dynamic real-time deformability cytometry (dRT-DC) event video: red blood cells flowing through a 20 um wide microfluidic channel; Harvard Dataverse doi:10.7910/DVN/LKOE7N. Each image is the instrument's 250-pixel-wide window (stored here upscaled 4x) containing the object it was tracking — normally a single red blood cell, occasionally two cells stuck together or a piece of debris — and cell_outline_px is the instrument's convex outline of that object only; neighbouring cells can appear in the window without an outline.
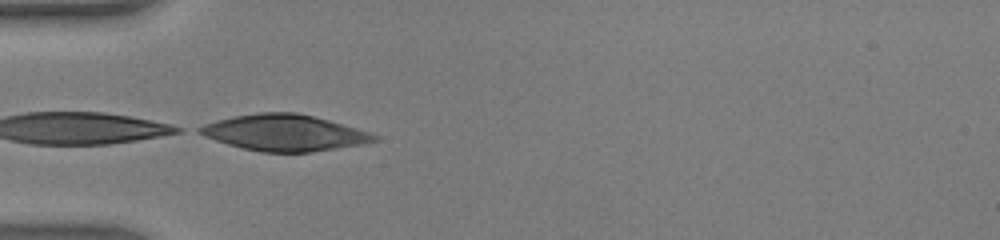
{"species": "human", "species_latin": "Homo sapiens", "temperature_condition": "warm", "stored_images_in_passage": 4, "camera_frame_rate_fps": 3000, "um_per_image_px": 0.085, "donor": {"sex": "male"}, "frame": {"image": 1, "passage_image": 1, "time_ms": 0.0, "image_size_px": [1000, 240], "cell_outline_px": [[380, 140], [360, 144], [312, 152], [260, 152], [228, 144], [204, 136], [196, 132], [196, 128], [204, 124], [216, 120], [256, 112], [296, 112], [328, 120], [356, 128], [380, 136]], "centroid_in_image_um": [24.15, 11.28], "position_along_channel_um": 60.8, "area_um2": 36.65}}